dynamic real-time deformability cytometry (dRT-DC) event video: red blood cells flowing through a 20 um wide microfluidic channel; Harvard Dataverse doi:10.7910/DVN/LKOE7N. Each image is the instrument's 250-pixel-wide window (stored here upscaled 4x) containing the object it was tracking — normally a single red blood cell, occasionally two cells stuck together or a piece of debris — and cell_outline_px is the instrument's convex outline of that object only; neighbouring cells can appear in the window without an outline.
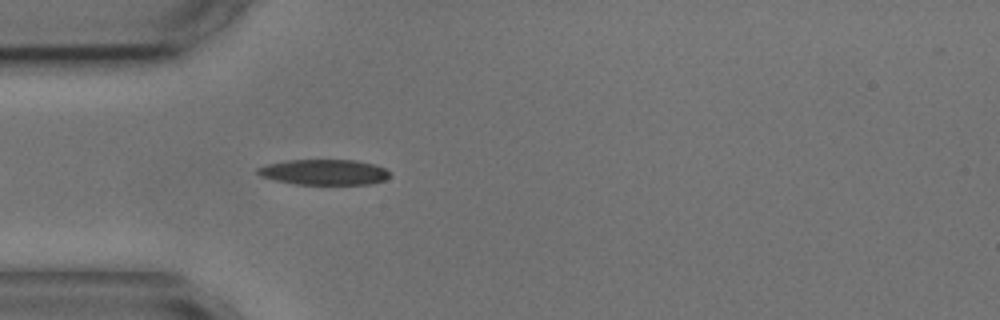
{"species": "common noctule bat (a hibernating species)", "species_latin": "Nyctalus noctula", "temperature_condition": "cold", "stored_images_in_passage": 1, "camera_frame_rate_fps": 3000, "um_per_image_px": 0.085, "animal": {"sex": "male", "body_mass_g": 17.9, "forearm_length_mm": 54.2}, "frame": {"image": 1, "passage_image": 1, "time_ms": 0.0, "image_size_px": [1000, 320], "cell_outline_px": [[388, 176], [384, 180], [368, 184], [292, 184], [260, 176], [256, 172], [256, 168], [268, 164], [284, 160], [356, 160], [376, 164], [384, 168], [388, 172]], "centroid_in_image_um": [27.51, 14.62], "position_along_channel_um": 57.5, "area_um2": 19.59}}